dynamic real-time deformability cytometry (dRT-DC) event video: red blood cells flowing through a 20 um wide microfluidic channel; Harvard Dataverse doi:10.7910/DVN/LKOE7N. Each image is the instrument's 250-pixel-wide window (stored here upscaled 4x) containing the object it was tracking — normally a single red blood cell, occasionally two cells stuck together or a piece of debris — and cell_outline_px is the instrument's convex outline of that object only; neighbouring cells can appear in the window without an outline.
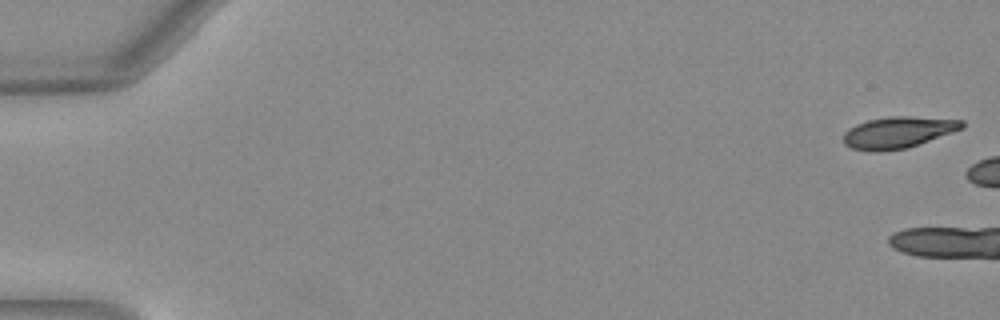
{"species": "Egyptian fruit bat (a non-hibernating species)", "species_latin": "Rousettus aegyptiacus", "temperature_condition": "warm", "stored_images_in_passage": 5, "camera_frame_rate_fps": 3000, "um_per_image_px": 0.085, "animal": {"sex": "female"}, "frame": {"image": 1, "passage_image": 1, "time_ms": 0.0, "image_size_px": [1000, 320], "cell_outline_px": [[964, 128], [908, 148], [876, 152], [872, 152], [852, 148], [844, 144], [844, 132], [848, 128], [856, 124], [868, 120], [892, 116], [908, 116], [964, 120]], "centroid_in_image_um": [76.33, 11.26], "position_along_channel_um": 8.7, "area_um2": 21.79}}